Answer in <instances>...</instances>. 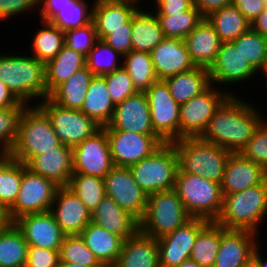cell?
Listing matches in <instances>:
<instances>
[{
	"instance_id": "33",
	"label": "cell",
	"mask_w": 267,
	"mask_h": 267,
	"mask_svg": "<svg viewBox=\"0 0 267 267\" xmlns=\"http://www.w3.org/2000/svg\"><path fill=\"white\" fill-rule=\"evenodd\" d=\"M164 81L178 104L188 102L211 85L208 69L198 66Z\"/></svg>"
},
{
	"instance_id": "15",
	"label": "cell",
	"mask_w": 267,
	"mask_h": 267,
	"mask_svg": "<svg viewBox=\"0 0 267 267\" xmlns=\"http://www.w3.org/2000/svg\"><path fill=\"white\" fill-rule=\"evenodd\" d=\"M73 173L104 178L114 167L107 132L101 128L72 148Z\"/></svg>"
},
{
	"instance_id": "60",
	"label": "cell",
	"mask_w": 267,
	"mask_h": 267,
	"mask_svg": "<svg viewBox=\"0 0 267 267\" xmlns=\"http://www.w3.org/2000/svg\"><path fill=\"white\" fill-rule=\"evenodd\" d=\"M259 243H257L255 250L253 252V256L258 260L260 267H267V261L264 260L263 256H261V252H259ZM264 260V261H263Z\"/></svg>"
},
{
	"instance_id": "9",
	"label": "cell",
	"mask_w": 267,
	"mask_h": 267,
	"mask_svg": "<svg viewBox=\"0 0 267 267\" xmlns=\"http://www.w3.org/2000/svg\"><path fill=\"white\" fill-rule=\"evenodd\" d=\"M35 105L46 113L61 144L68 147H76L102 128L81 110L62 107L49 97Z\"/></svg>"
},
{
	"instance_id": "48",
	"label": "cell",
	"mask_w": 267,
	"mask_h": 267,
	"mask_svg": "<svg viewBox=\"0 0 267 267\" xmlns=\"http://www.w3.org/2000/svg\"><path fill=\"white\" fill-rule=\"evenodd\" d=\"M103 77L105 78L111 100L115 106L127 97L138 93L129 74L123 67Z\"/></svg>"
},
{
	"instance_id": "51",
	"label": "cell",
	"mask_w": 267,
	"mask_h": 267,
	"mask_svg": "<svg viewBox=\"0 0 267 267\" xmlns=\"http://www.w3.org/2000/svg\"><path fill=\"white\" fill-rule=\"evenodd\" d=\"M59 261V250L28 245L25 267H58Z\"/></svg>"
},
{
	"instance_id": "47",
	"label": "cell",
	"mask_w": 267,
	"mask_h": 267,
	"mask_svg": "<svg viewBox=\"0 0 267 267\" xmlns=\"http://www.w3.org/2000/svg\"><path fill=\"white\" fill-rule=\"evenodd\" d=\"M60 261L82 264L88 267H103L80 235H66L59 250Z\"/></svg>"
},
{
	"instance_id": "41",
	"label": "cell",
	"mask_w": 267,
	"mask_h": 267,
	"mask_svg": "<svg viewBox=\"0 0 267 267\" xmlns=\"http://www.w3.org/2000/svg\"><path fill=\"white\" fill-rule=\"evenodd\" d=\"M165 38L184 40L204 18L193 5L181 13L156 15Z\"/></svg>"
},
{
	"instance_id": "10",
	"label": "cell",
	"mask_w": 267,
	"mask_h": 267,
	"mask_svg": "<svg viewBox=\"0 0 267 267\" xmlns=\"http://www.w3.org/2000/svg\"><path fill=\"white\" fill-rule=\"evenodd\" d=\"M60 186L42 175L31 172L22 163V180L18 197L9 209L14 222L22 215L49 211Z\"/></svg>"
},
{
	"instance_id": "25",
	"label": "cell",
	"mask_w": 267,
	"mask_h": 267,
	"mask_svg": "<svg viewBox=\"0 0 267 267\" xmlns=\"http://www.w3.org/2000/svg\"><path fill=\"white\" fill-rule=\"evenodd\" d=\"M267 179V170L244 158L240 153H232L226 164L222 178V194L241 192L249 187L262 184Z\"/></svg>"
},
{
	"instance_id": "57",
	"label": "cell",
	"mask_w": 267,
	"mask_h": 267,
	"mask_svg": "<svg viewBox=\"0 0 267 267\" xmlns=\"http://www.w3.org/2000/svg\"><path fill=\"white\" fill-rule=\"evenodd\" d=\"M20 101L12 94L9 88L0 80V109L16 106Z\"/></svg>"
},
{
	"instance_id": "11",
	"label": "cell",
	"mask_w": 267,
	"mask_h": 267,
	"mask_svg": "<svg viewBox=\"0 0 267 267\" xmlns=\"http://www.w3.org/2000/svg\"><path fill=\"white\" fill-rule=\"evenodd\" d=\"M211 84L199 95L180 104V139L200 137L221 104L234 93L219 91ZM224 92V93H223ZM232 93V94H231Z\"/></svg>"
},
{
	"instance_id": "44",
	"label": "cell",
	"mask_w": 267,
	"mask_h": 267,
	"mask_svg": "<svg viewBox=\"0 0 267 267\" xmlns=\"http://www.w3.org/2000/svg\"><path fill=\"white\" fill-rule=\"evenodd\" d=\"M67 187L85 204L90 213L106 195L104 178L97 176L73 173Z\"/></svg>"
},
{
	"instance_id": "56",
	"label": "cell",
	"mask_w": 267,
	"mask_h": 267,
	"mask_svg": "<svg viewBox=\"0 0 267 267\" xmlns=\"http://www.w3.org/2000/svg\"><path fill=\"white\" fill-rule=\"evenodd\" d=\"M233 0H193V5L199 10L205 18L210 13L219 10L222 7L231 5Z\"/></svg>"
},
{
	"instance_id": "62",
	"label": "cell",
	"mask_w": 267,
	"mask_h": 267,
	"mask_svg": "<svg viewBox=\"0 0 267 267\" xmlns=\"http://www.w3.org/2000/svg\"><path fill=\"white\" fill-rule=\"evenodd\" d=\"M177 267H201L200 265H198L196 262H194L191 259H187L184 262H182L179 266Z\"/></svg>"
},
{
	"instance_id": "23",
	"label": "cell",
	"mask_w": 267,
	"mask_h": 267,
	"mask_svg": "<svg viewBox=\"0 0 267 267\" xmlns=\"http://www.w3.org/2000/svg\"><path fill=\"white\" fill-rule=\"evenodd\" d=\"M25 165L31 172L54 181L60 187L68 186L73 174L72 148L60 144L52 150L31 157Z\"/></svg>"
},
{
	"instance_id": "61",
	"label": "cell",
	"mask_w": 267,
	"mask_h": 267,
	"mask_svg": "<svg viewBox=\"0 0 267 267\" xmlns=\"http://www.w3.org/2000/svg\"><path fill=\"white\" fill-rule=\"evenodd\" d=\"M242 267H260L258 260L252 255Z\"/></svg>"
},
{
	"instance_id": "16",
	"label": "cell",
	"mask_w": 267,
	"mask_h": 267,
	"mask_svg": "<svg viewBox=\"0 0 267 267\" xmlns=\"http://www.w3.org/2000/svg\"><path fill=\"white\" fill-rule=\"evenodd\" d=\"M209 221L201 218H190L171 233L157 239L160 267H177L190 259L191 250L199 231Z\"/></svg>"
},
{
	"instance_id": "38",
	"label": "cell",
	"mask_w": 267,
	"mask_h": 267,
	"mask_svg": "<svg viewBox=\"0 0 267 267\" xmlns=\"http://www.w3.org/2000/svg\"><path fill=\"white\" fill-rule=\"evenodd\" d=\"M27 252L28 243L14 223L0 231V267H25Z\"/></svg>"
},
{
	"instance_id": "4",
	"label": "cell",
	"mask_w": 267,
	"mask_h": 267,
	"mask_svg": "<svg viewBox=\"0 0 267 267\" xmlns=\"http://www.w3.org/2000/svg\"><path fill=\"white\" fill-rule=\"evenodd\" d=\"M171 143L177 152L180 171L222 182L227 161L232 154L230 151L200 137L182 138Z\"/></svg>"
},
{
	"instance_id": "32",
	"label": "cell",
	"mask_w": 267,
	"mask_h": 267,
	"mask_svg": "<svg viewBox=\"0 0 267 267\" xmlns=\"http://www.w3.org/2000/svg\"><path fill=\"white\" fill-rule=\"evenodd\" d=\"M141 8L132 17V50L150 53L165 37L156 15Z\"/></svg>"
},
{
	"instance_id": "59",
	"label": "cell",
	"mask_w": 267,
	"mask_h": 267,
	"mask_svg": "<svg viewBox=\"0 0 267 267\" xmlns=\"http://www.w3.org/2000/svg\"><path fill=\"white\" fill-rule=\"evenodd\" d=\"M13 224V221L9 215V209H7L1 202H0V231L6 230Z\"/></svg>"
},
{
	"instance_id": "49",
	"label": "cell",
	"mask_w": 267,
	"mask_h": 267,
	"mask_svg": "<svg viewBox=\"0 0 267 267\" xmlns=\"http://www.w3.org/2000/svg\"><path fill=\"white\" fill-rule=\"evenodd\" d=\"M240 154L267 170V121L262 120L252 138L248 141Z\"/></svg>"
},
{
	"instance_id": "5",
	"label": "cell",
	"mask_w": 267,
	"mask_h": 267,
	"mask_svg": "<svg viewBox=\"0 0 267 267\" xmlns=\"http://www.w3.org/2000/svg\"><path fill=\"white\" fill-rule=\"evenodd\" d=\"M31 106H26L20 116L16 142L10 153L24 164L61 144L46 113L38 105Z\"/></svg>"
},
{
	"instance_id": "42",
	"label": "cell",
	"mask_w": 267,
	"mask_h": 267,
	"mask_svg": "<svg viewBox=\"0 0 267 267\" xmlns=\"http://www.w3.org/2000/svg\"><path fill=\"white\" fill-rule=\"evenodd\" d=\"M22 180V162L0 156V202L10 209L16 201Z\"/></svg>"
},
{
	"instance_id": "30",
	"label": "cell",
	"mask_w": 267,
	"mask_h": 267,
	"mask_svg": "<svg viewBox=\"0 0 267 267\" xmlns=\"http://www.w3.org/2000/svg\"><path fill=\"white\" fill-rule=\"evenodd\" d=\"M103 267H113L119 258L123 239L90 222L79 234Z\"/></svg>"
},
{
	"instance_id": "55",
	"label": "cell",
	"mask_w": 267,
	"mask_h": 267,
	"mask_svg": "<svg viewBox=\"0 0 267 267\" xmlns=\"http://www.w3.org/2000/svg\"><path fill=\"white\" fill-rule=\"evenodd\" d=\"M232 4L250 23L253 22L265 9V3L262 0H233Z\"/></svg>"
},
{
	"instance_id": "31",
	"label": "cell",
	"mask_w": 267,
	"mask_h": 267,
	"mask_svg": "<svg viewBox=\"0 0 267 267\" xmlns=\"http://www.w3.org/2000/svg\"><path fill=\"white\" fill-rule=\"evenodd\" d=\"M114 108L105 78L94 76L87 89L81 111L103 128L111 121Z\"/></svg>"
},
{
	"instance_id": "50",
	"label": "cell",
	"mask_w": 267,
	"mask_h": 267,
	"mask_svg": "<svg viewBox=\"0 0 267 267\" xmlns=\"http://www.w3.org/2000/svg\"><path fill=\"white\" fill-rule=\"evenodd\" d=\"M65 46L87 57L89 51L98 40L94 22L82 27L64 32Z\"/></svg>"
},
{
	"instance_id": "36",
	"label": "cell",
	"mask_w": 267,
	"mask_h": 267,
	"mask_svg": "<svg viewBox=\"0 0 267 267\" xmlns=\"http://www.w3.org/2000/svg\"><path fill=\"white\" fill-rule=\"evenodd\" d=\"M222 42H231L251 28L250 22L233 5L220 8L205 17Z\"/></svg>"
},
{
	"instance_id": "27",
	"label": "cell",
	"mask_w": 267,
	"mask_h": 267,
	"mask_svg": "<svg viewBox=\"0 0 267 267\" xmlns=\"http://www.w3.org/2000/svg\"><path fill=\"white\" fill-rule=\"evenodd\" d=\"M91 222L120 236L123 240L140 230V222L107 195L91 213Z\"/></svg>"
},
{
	"instance_id": "43",
	"label": "cell",
	"mask_w": 267,
	"mask_h": 267,
	"mask_svg": "<svg viewBox=\"0 0 267 267\" xmlns=\"http://www.w3.org/2000/svg\"><path fill=\"white\" fill-rule=\"evenodd\" d=\"M232 42L257 73H264L267 67V37L250 28Z\"/></svg>"
},
{
	"instance_id": "2",
	"label": "cell",
	"mask_w": 267,
	"mask_h": 267,
	"mask_svg": "<svg viewBox=\"0 0 267 267\" xmlns=\"http://www.w3.org/2000/svg\"><path fill=\"white\" fill-rule=\"evenodd\" d=\"M28 56L0 54V80L27 106L31 103L30 100L37 99L40 102L49 97L45 64L35 57Z\"/></svg>"
},
{
	"instance_id": "64",
	"label": "cell",
	"mask_w": 267,
	"mask_h": 267,
	"mask_svg": "<svg viewBox=\"0 0 267 267\" xmlns=\"http://www.w3.org/2000/svg\"><path fill=\"white\" fill-rule=\"evenodd\" d=\"M263 74H264V76L267 78V67H266V69H265V71H264ZM266 78H265V80H267Z\"/></svg>"
},
{
	"instance_id": "37",
	"label": "cell",
	"mask_w": 267,
	"mask_h": 267,
	"mask_svg": "<svg viewBox=\"0 0 267 267\" xmlns=\"http://www.w3.org/2000/svg\"><path fill=\"white\" fill-rule=\"evenodd\" d=\"M226 229L216 221H209L198 233L190 259L201 267H213L220 246V235Z\"/></svg>"
},
{
	"instance_id": "14",
	"label": "cell",
	"mask_w": 267,
	"mask_h": 267,
	"mask_svg": "<svg viewBox=\"0 0 267 267\" xmlns=\"http://www.w3.org/2000/svg\"><path fill=\"white\" fill-rule=\"evenodd\" d=\"M114 166L130 167L165 143L158 135L106 130Z\"/></svg>"
},
{
	"instance_id": "13",
	"label": "cell",
	"mask_w": 267,
	"mask_h": 267,
	"mask_svg": "<svg viewBox=\"0 0 267 267\" xmlns=\"http://www.w3.org/2000/svg\"><path fill=\"white\" fill-rule=\"evenodd\" d=\"M106 195L139 222L147 208V194L134 180L129 167L114 166L104 177Z\"/></svg>"
},
{
	"instance_id": "20",
	"label": "cell",
	"mask_w": 267,
	"mask_h": 267,
	"mask_svg": "<svg viewBox=\"0 0 267 267\" xmlns=\"http://www.w3.org/2000/svg\"><path fill=\"white\" fill-rule=\"evenodd\" d=\"M211 84L241 83L257 73L244 58L240 49L231 42H222L216 59L208 69ZM253 75V76H252ZM252 77V78H251ZM214 82V83H213Z\"/></svg>"
},
{
	"instance_id": "3",
	"label": "cell",
	"mask_w": 267,
	"mask_h": 267,
	"mask_svg": "<svg viewBox=\"0 0 267 267\" xmlns=\"http://www.w3.org/2000/svg\"><path fill=\"white\" fill-rule=\"evenodd\" d=\"M266 214L267 179L241 192L223 194L222 211L216 222L228 230H248L259 235Z\"/></svg>"
},
{
	"instance_id": "46",
	"label": "cell",
	"mask_w": 267,
	"mask_h": 267,
	"mask_svg": "<svg viewBox=\"0 0 267 267\" xmlns=\"http://www.w3.org/2000/svg\"><path fill=\"white\" fill-rule=\"evenodd\" d=\"M27 105L0 109V156H9L16 142L20 116Z\"/></svg>"
},
{
	"instance_id": "24",
	"label": "cell",
	"mask_w": 267,
	"mask_h": 267,
	"mask_svg": "<svg viewBox=\"0 0 267 267\" xmlns=\"http://www.w3.org/2000/svg\"><path fill=\"white\" fill-rule=\"evenodd\" d=\"M150 54L158 80H165L196 67L181 39L165 38Z\"/></svg>"
},
{
	"instance_id": "1",
	"label": "cell",
	"mask_w": 267,
	"mask_h": 267,
	"mask_svg": "<svg viewBox=\"0 0 267 267\" xmlns=\"http://www.w3.org/2000/svg\"><path fill=\"white\" fill-rule=\"evenodd\" d=\"M257 107L230 95L216 110L200 138L231 153H240L264 118Z\"/></svg>"
},
{
	"instance_id": "22",
	"label": "cell",
	"mask_w": 267,
	"mask_h": 267,
	"mask_svg": "<svg viewBox=\"0 0 267 267\" xmlns=\"http://www.w3.org/2000/svg\"><path fill=\"white\" fill-rule=\"evenodd\" d=\"M50 211L65 235H79L91 222L90 211L67 186L58 188Z\"/></svg>"
},
{
	"instance_id": "21",
	"label": "cell",
	"mask_w": 267,
	"mask_h": 267,
	"mask_svg": "<svg viewBox=\"0 0 267 267\" xmlns=\"http://www.w3.org/2000/svg\"><path fill=\"white\" fill-rule=\"evenodd\" d=\"M141 0H95L93 19L98 39H104L112 30L132 29V17Z\"/></svg>"
},
{
	"instance_id": "45",
	"label": "cell",
	"mask_w": 267,
	"mask_h": 267,
	"mask_svg": "<svg viewBox=\"0 0 267 267\" xmlns=\"http://www.w3.org/2000/svg\"><path fill=\"white\" fill-rule=\"evenodd\" d=\"M122 57L105 41L98 39L86 57V66L94 76H104L123 67Z\"/></svg>"
},
{
	"instance_id": "8",
	"label": "cell",
	"mask_w": 267,
	"mask_h": 267,
	"mask_svg": "<svg viewBox=\"0 0 267 267\" xmlns=\"http://www.w3.org/2000/svg\"><path fill=\"white\" fill-rule=\"evenodd\" d=\"M190 218L174 189L152 193L147 196V208L140 221V231L159 239L179 228Z\"/></svg>"
},
{
	"instance_id": "54",
	"label": "cell",
	"mask_w": 267,
	"mask_h": 267,
	"mask_svg": "<svg viewBox=\"0 0 267 267\" xmlns=\"http://www.w3.org/2000/svg\"><path fill=\"white\" fill-rule=\"evenodd\" d=\"M154 2L155 15L171 16V14L181 13L193 6V0H154Z\"/></svg>"
},
{
	"instance_id": "28",
	"label": "cell",
	"mask_w": 267,
	"mask_h": 267,
	"mask_svg": "<svg viewBox=\"0 0 267 267\" xmlns=\"http://www.w3.org/2000/svg\"><path fill=\"white\" fill-rule=\"evenodd\" d=\"M113 267H160L158 241L140 230L123 241Z\"/></svg>"
},
{
	"instance_id": "58",
	"label": "cell",
	"mask_w": 267,
	"mask_h": 267,
	"mask_svg": "<svg viewBox=\"0 0 267 267\" xmlns=\"http://www.w3.org/2000/svg\"><path fill=\"white\" fill-rule=\"evenodd\" d=\"M250 25L252 30L267 37V8Z\"/></svg>"
},
{
	"instance_id": "52",
	"label": "cell",
	"mask_w": 267,
	"mask_h": 267,
	"mask_svg": "<svg viewBox=\"0 0 267 267\" xmlns=\"http://www.w3.org/2000/svg\"><path fill=\"white\" fill-rule=\"evenodd\" d=\"M40 0H0V21L10 20L13 16H18L25 11L30 12L35 6H39ZM21 13V14H20Z\"/></svg>"
},
{
	"instance_id": "17",
	"label": "cell",
	"mask_w": 267,
	"mask_h": 267,
	"mask_svg": "<svg viewBox=\"0 0 267 267\" xmlns=\"http://www.w3.org/2000/svg\"><path fill=\"white\" fill-rule=\"evenodd\" d=\"M39 5L40 21L49 22L63 32L82 28L93 19V5L85 0H40Z\"/></svg>"
},
{
	"instance_id": "29",
	"label": "cell",
	"mask_w": 267,
	"mask_h": 267,
	"mask_svg": "<svg viewBox=\"0 0 267 267\" xmlns=\"http://www.w3.org/2000/svg\"><path fill=\"white\" fill-rule=\"evenodd\" d=\"M184 43L195 66L209 69L216 59L222 41L206 18L186 36Z\"/></svg>"
},
{
	"instance_id": "63",
	"label": "cell",
	"mask_w": 267,
	"mask_h": 267,
	"mask_svg": "<svg viewBox=\"0 0 267 267\" xmlns=\"http://www.w3.org/2000/svg\"><path fill=\"white\" fill-rule=\"evenodd\" d=\"M58 267H88L82 264L59 261Z\"/></svg>"
},
{
	"instance_id": "7",
	"label": "cell",
	"mask_w": 267,
	"mask_h": 267,
	"mask_svg": "<svg viewBox=\"0 0 267 267\" xmlns=\"http://www.w3.org/2000/svg\"><path fill=\"white\" fill-rule=\"evenodd\" d=\"M129 168L147 195L172 190L179 169L177 152L172 143H163L150 156Z\"/></svg>"
},
{
	"instance_id": "6",
	"label": "cell",
	"mask_w": 267,
	"mask_h": 267,
	"mask_svg": "<svg viewBox=\"0 0 267 267\" xmlns=\"http://www.w3.org/2000/svg\"><path fill=\"white\" fill-rule=\"evenodd\" d=\"M174 190L190 217L216 221L220 216L223 206L220 183L178 169Z\"/></svg>"
},
{
	"instance_id": "40",
	"label": "cell",
	"mask_w": 267,
	"mask_h": 267,
	"mask_svg": "<svg viewBox=\"0 0 267 267\" xmlns=\"http://www.w3.org/2000/svg\"><path fill=\"white\" fill-rule=\"evenodd\" d=\"M41 27L33 35L32 57H35L45 65L53 60L56 55L65 46V34L58 27L50 24L49 22L41 21Z\"/></svg>"
},
{
	"instance_id": "18",
	"label": "cell",
	"mask_w": 267,
	"mask_h": 267,
	"mask_svg": "<svg viewBox=\"0 0 267 267\" xmlns=\"http://www.w3.org/2000/svg\"><path fill=\"white\" fill-rule=\"evenodd\" d=\"M28 245L60 250L66 236L51 211L22 215L13 222Z\"/></svg>"
},
{
	"instance_id": "34",
	"label": "cell",
	"mask_w": 267,
	"mask_h": 267,
	"mask_svg": "<svg viewBox=\"0 0 267 267\" xmlns=\"http://www.w3.org/2000/svg\"><path fill=\"white\" fill-rule=\"evenodd\" d=\"M93 77V73L87 66H84L77 70L66 82L59 85L49 95V98L62 107L81 110Z\"/></svg>"
},
{
	"instance_id": "12",
	"label": "cell",
	"mask_w": 267,
	"mask_h": 267,
	"mask_svg": "<svg viewBox=\"0 0 267 267\" xmlns=\"http://www.w3.org/2000/svg\"><path fill=\"white\" fill-rule=\"evenodd\" d=\"M153 131L165 142L180 139V104L171 96L164 80H157L145 92Z\"/></svg>"
},
{
	"instance_id": "39",
	"label": "cell",
	"mask_w": 267,
	"mask_h": 267,
	"mask_svg": "<svg viewBox=\"0 0 267 267\" xmlns=\"http://www.w3.org/2000/svg\"><path fill=\"white\" fill-rule=\"evenodd\" d=\"M122 59L138 92H146L158 80L150 53L131 50Z\"/></svg>"
},
{
	"instance_id": "53",
	"label": "cell",
	"mask_w": 267,
	"mask_h": 267,
	"mask_svg": "<svg viewBox=\"0 0 267 267\" xmlns=\"http://www.w3.org/2000/svg\"><path fill=\"white\" fill-rule=\"evenodd\" d=\"M131 36L132 29L112 30V33L107 35L103 41L124 56L132 50Z\"/></svg>"
},
{
	"instance_id": "65",
	"label": "cell",
	"mask_w": 267,
	"mask_h": 267,
	"mask_svg": "<svg viewBox=\"0 0 267 267\" xmlns=\"http://www.w3.org/2000/svg\"><path fill=\"white\" fill-rule=\"evenodd\" d=\"M264 3H265V8H267V0Z\"/></svg>"
},
{
	"instance_id": "26",
	"label": "cell",
	"mask_w": 267,
	"mask_h": 267,
	"mask_svg": "<svg viewBox=\"0 0 267 267\" xmlns=\"http://www.w3.org/2000/svg\"><path fill=\"white\" fill-rule=\"evenodd\" d=\"M257 236L248 230L226 229L220 235V246L213 267H242L253 255L259 242Z\"/></svg>"
},
{
	"instance_id": "35",
	"label": "cell",
	"mask_w": 267,
	"mask_h": 267,
	"mask_svg": "<svg viewBox=\"0 0 267 267\" xmlns=\"http://www.w3.org/2000/svg\"><path fill=\"white\" fill-rule=\"evenodd\" d=\"M84 66L86 57L64 46L56 57L45 65L48 96Z\"/></svg>"
},
{
	"instance_id": "19",
	"label": "cell",
	"mask_w": 267,
	"mask_h": 267,
	"mask_svg": "<svg viewBox=\"0 0 267 267\" xmlns=\"http://www.w3.org/2000/svg\"><path fill=\"white\" fill-rule=\"evenodd\" d=\"M105 130H123L157 135L152 128L148 99L145 92L127 97L114 108L111 121Z\"/></svg>"
}]
</instances>
